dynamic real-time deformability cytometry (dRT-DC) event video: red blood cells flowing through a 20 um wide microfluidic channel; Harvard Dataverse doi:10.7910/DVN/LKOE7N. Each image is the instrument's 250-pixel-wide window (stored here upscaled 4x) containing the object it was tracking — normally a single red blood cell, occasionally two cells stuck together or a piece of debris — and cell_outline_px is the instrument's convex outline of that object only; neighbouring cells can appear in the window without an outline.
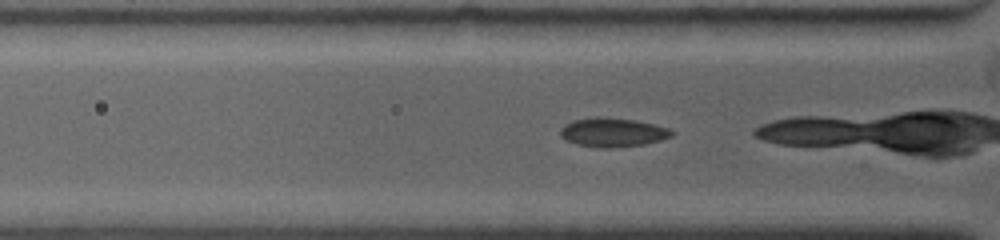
{"species": "common noctule bat (a hibernating species)", "species_latin": "Nyctalus noctula", "temperature_condition": "warm", "stored_images_in_passage": 4, "camera_frame_rate_fps": 4500, "um_per_image_px": 0.085, "animal": {"sex": "female", "body_mass_g": 19.0, "forearm_length_mm": 53.3}, "frame": {"image": 1, "passage_image": 3, "time_ms": 0.667, "image_size_px": [1000, 240], "cell_outline_px": [[676, 132], [672, 136], [660, 140], [644, 144], [612, 148], [600, 148], [576, 144], [564, 140], [560, 136], [560, 128], [564, 124], [572, 120], [596, 116], [632, 120], [652, 124], [668, 128]], "centroid_in_image_um": [52.03, 11.25], "position_along_channel_um": 73.8, "area_um2": 18.9}}